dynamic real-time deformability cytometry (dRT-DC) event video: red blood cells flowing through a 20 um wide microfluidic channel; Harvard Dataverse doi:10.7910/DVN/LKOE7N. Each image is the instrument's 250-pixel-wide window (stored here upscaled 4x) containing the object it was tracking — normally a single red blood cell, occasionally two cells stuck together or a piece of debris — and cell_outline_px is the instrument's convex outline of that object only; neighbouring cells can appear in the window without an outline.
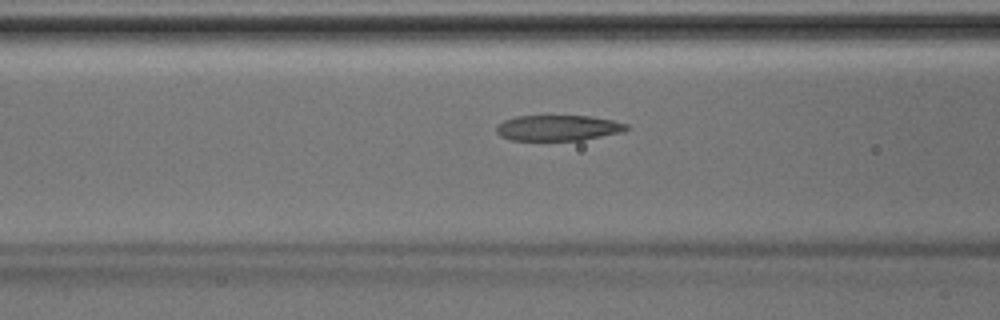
{"species": "Egyptian fruit bat (a non-hibernating species)", "species_latin": "Rousettus aegyptiacus", "temperature_condition": "room temperature", "stored_images_in_passage": 44, "camera_frame_rate_fps": 3000, "um_per_image_px": 0.085, "animal": {"sex": "male"}, "frame": {"image": 1, "passage_image": 18, "time_ms": 5.667, "image_size_px": [1000, 320], "cell_outline_px": [[628, 128], [620, 132], [580, 140], [512, 140], [500, 136], [496, 132], [496, 124], [504, 120], [516, 116], [588, 116], [612, 120], [628, 124]], "centroid_in_image_um": [47.37, 10.87], "position_along_channel_um": 119.2, "area_um2": 19.25}}
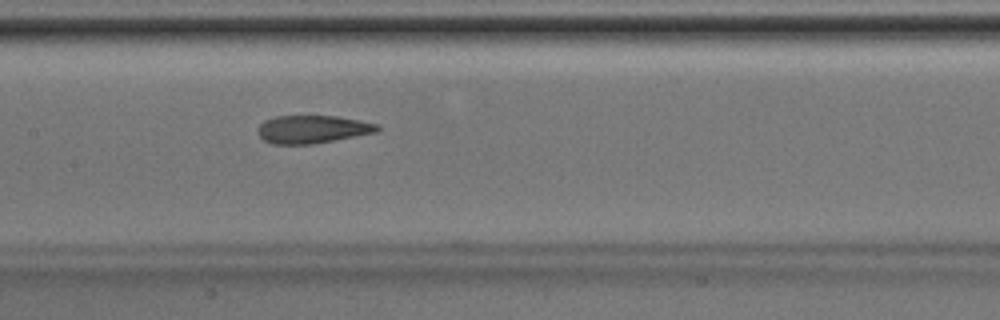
{"frame": {"image": 2, "passage_image": 22, "time_ms": 7.0, "image_size_px": [1000, 320], "cell_outline_px": [[380, 132], [312, 144], [272, 144], [264, 140], [256, 132], [256, 128], [264, 120], [276, 116], [336, 116], [360, 120], [376, 124], [380, 128]], "centroid_in_image_um": [26.55, 10.99], "position_along_channel_um": 180.9, "area_um2": 19.59}}
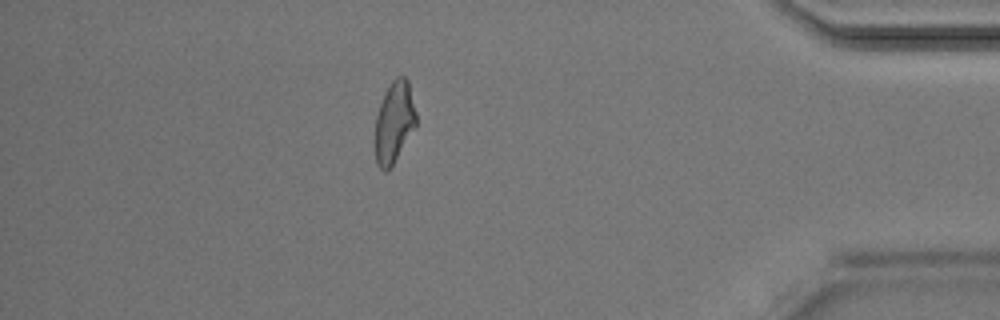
{"frame": {"image": 3, "passage_image": 39, "time_ms": 12.667, "image_size_px": [1000, 320], "cell_outline_px": [[416, 128], [392, 164], [384, 172], [376, 164], [376, 116], [380, 104], [392, 80], [396, 76], [404, 76], [408, 80], [416, 112]], "centroid_in_image_um": [33.53, 10.37], "position_along_channel_um": 401.7, "area_um2": 19.13}}